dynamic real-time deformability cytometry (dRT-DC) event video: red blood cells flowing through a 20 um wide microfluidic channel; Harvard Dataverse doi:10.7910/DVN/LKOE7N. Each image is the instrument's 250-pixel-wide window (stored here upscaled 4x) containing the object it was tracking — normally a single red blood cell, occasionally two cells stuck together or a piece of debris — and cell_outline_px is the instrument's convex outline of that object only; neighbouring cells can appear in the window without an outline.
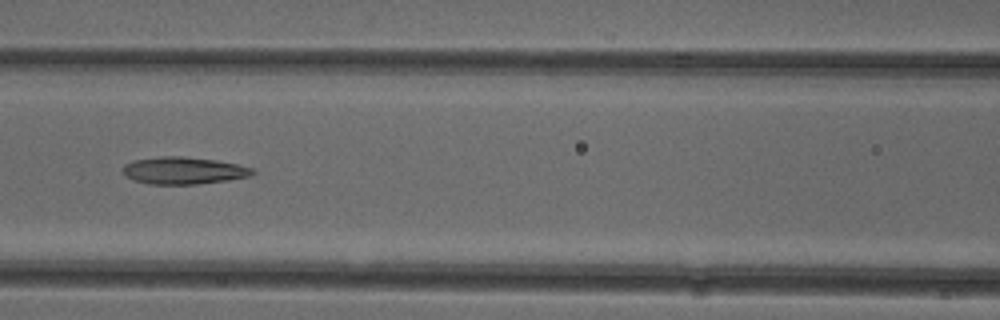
{"species": "common noctule bat (a hibernating species)", "species_latin": "Nyctalus noctula", "temperature_condition": "cold", "stored_images_in_passage": 4, "camera_frame_rate_fps": 3000, "um_per_image_px": 0.085, "animal": {"sex": "female"}, "frame": {"image": 1, "passage_image": 4, "time_ms": 3.333, "image_size_px": [1000, 320], "cell_outline_px": [[256, 172], [248, 176], [228, 180], [196, 184], [148, 184], [136, 180], [128, 176], [124, 172], [124, 164], [132, 160], [160, 156], [180, 156], [216, 160], [236, 164], [252, 168]], "centroid_in_image_um": [15.6, 14.49], "position_along_channel_um": 151.0, "area_um2": 20.29}}